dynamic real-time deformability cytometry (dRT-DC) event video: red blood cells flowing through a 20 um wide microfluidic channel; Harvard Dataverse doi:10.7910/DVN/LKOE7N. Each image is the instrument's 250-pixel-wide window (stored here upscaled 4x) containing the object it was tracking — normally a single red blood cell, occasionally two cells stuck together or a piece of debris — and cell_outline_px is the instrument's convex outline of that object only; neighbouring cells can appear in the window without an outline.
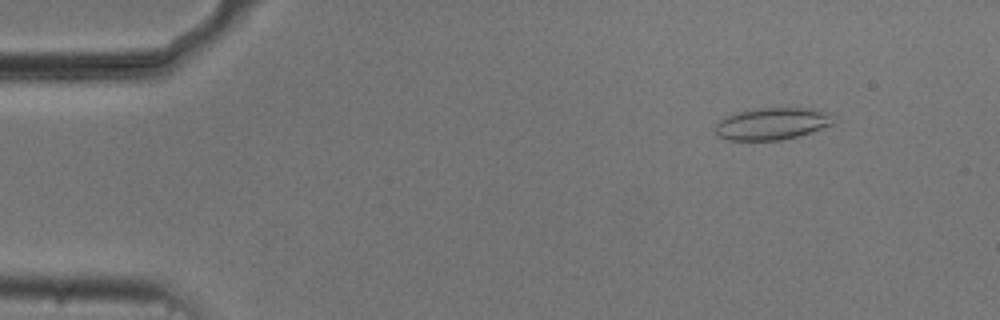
{"species": "common noctule bat (a hibernating species)", "species_latin": "Nyctalus noctula", "temperature_condition": "cold", "stored_images_in_passage": 54, "camera_frame_rate_fps": 3000, "um_per_image_px": 0.085, "animal": {"sex": "male", "body_mass_g": 20.5, "forearm_length_mm": 52.5}, "frame": {"image": 1, "passage_image": 6, "time_ms": 1.667, "image_size_px": [1000, 320], "cell_outline_px": [[832, 124], [812, 132], [780, 140], [728, 140], [716, 136], [712, 128], [724, 116], [740, 112], [760, 108], [812, 108], [832, 112]], "centroid_in_image_um": [65.6, 10.51], "position_along_channel_um": 19.4, "area_um2": 22.2}}
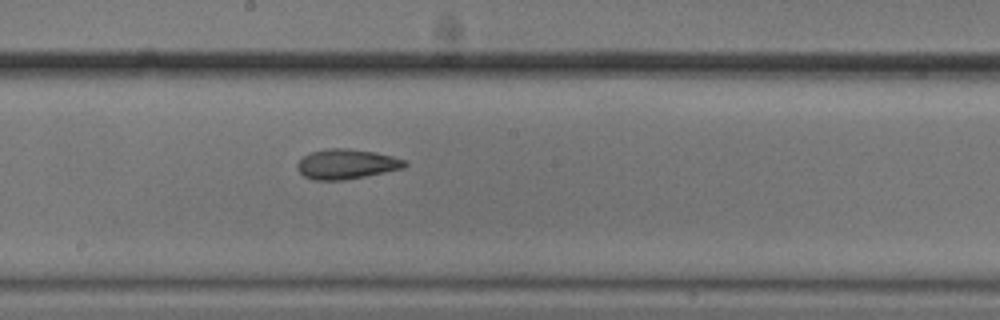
{"frame": {"image": 2, "passage_image": 29, "time_ms": 9.333, "image_size_px": [1000, 320], "cell_outline_px": [[408, 164], [404, 168], [344, 180], [312, 180], [304, 176], [296, 168], [296, 164], [304, 156], [312, 152], [328, 148], [348, 148], [376, 152], [408, 160]], "centroid_in_image_um": [29.46, 13.94], "position_along_channel_um": 218.7, "area_um2": 18.79}}
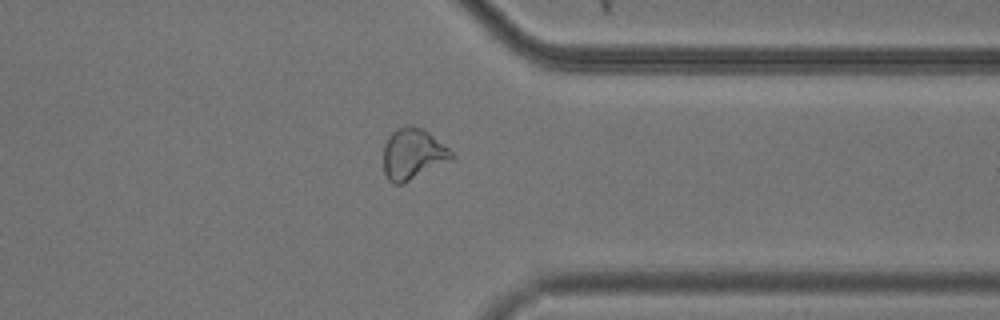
{"frame": {"image": 3, "passage_image": 42, "time_ms": 13.667, "image_size_px": [1000, 320], "cell_outline_px": [[456, 156], [452, 160], [404, 184], [392, 184], [388, 180], [384, 172], [384, 144], [388, 136], [392, 132], [400, 128], [424, 128], [448, 148]], "centroid_in_image_um": [35.1, 13.14], "position_along_channel_um": 376.3, "area_um2": 20.17}, "authors_computed_cell_mechanics": {"area_um2": 20.8369, "velocity_mm_per_s": 3.7305, "shape_relaxation_time_tau1_ms": null, "shape_relaxation_time_tau2_ms": 3.1421, "deformation_change_tau1": null, "deformation_change_tau2": 0.0944}}